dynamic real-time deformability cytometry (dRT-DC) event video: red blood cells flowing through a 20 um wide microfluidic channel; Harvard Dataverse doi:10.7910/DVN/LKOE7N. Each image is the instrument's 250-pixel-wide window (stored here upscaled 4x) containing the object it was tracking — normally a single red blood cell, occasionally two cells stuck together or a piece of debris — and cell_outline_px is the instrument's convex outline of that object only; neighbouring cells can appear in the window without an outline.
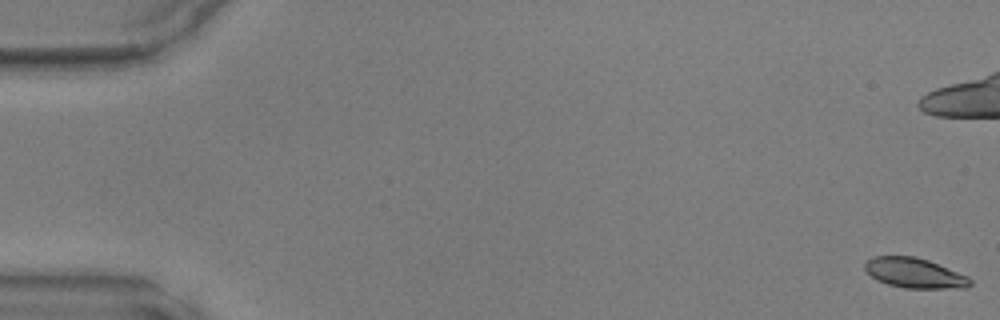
{"species": "common noctule bat (a hibernating species)", "species_latin": "Nyctalus noctula", "temperature_condition": "warm", "stored_images_in_passage": 49, "camera_frame_rate_fps": 3000, "um_per_image_px": 0.085, "animal": {"sex": "male", "body_mass_g": 17.9, "forearm_length_mm": 54.2}, "frame": {"image": 1, "passage_image": 1, "time_ms": 0.0, "image_size_px": [1000, 320], "cell_outline_px": [[972, 284], [968, 288], [904, 288], [888, 284], [876, 280], [864, 268], [864, 264], [872, 256], [916, 256], [928, 260], [968, 276], [972, 280]], "centroid_in_image_um": [77.75, 23.21], "position_along_channel_um": 7.2, "area_um2": 18.44}}